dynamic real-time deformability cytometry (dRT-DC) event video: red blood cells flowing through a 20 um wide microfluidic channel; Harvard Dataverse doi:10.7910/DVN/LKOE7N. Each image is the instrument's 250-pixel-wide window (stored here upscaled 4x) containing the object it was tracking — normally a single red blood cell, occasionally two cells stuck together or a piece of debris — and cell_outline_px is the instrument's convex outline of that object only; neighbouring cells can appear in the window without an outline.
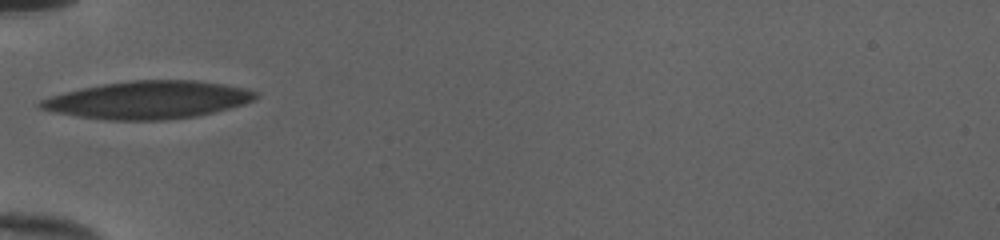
{"species": "human", "species_latin": "Homo sapiens", "temperature_condition": "cold", "stored_images_in_passage": 34, "camera_frame_rate_fps": 3000, "um_per_image_px": 0.085, "donor": {"sex": "female"}, "frame": {"image": 1, "passage_image": 1, "time_ms": 0.0, "image_size_px": [1000, 240], "cell_outline_px": [[260, 96], [256, 100], [244, 104], [196, 116], [164, 120], [108, 120], [76, 116], [52, 112], [40, 108], [36, 104], [40, 100], [64, 92], [104, 84], [132, 80], [196, 80], [224, 84], [244, 88], [256, 92]], "centroid_in_image_um": [12.6, 8.49], "position_along_channel_um": 72.4, "area_um2": 47.16}}
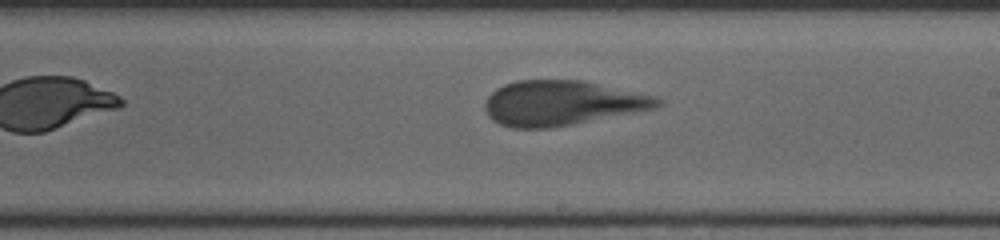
{"frame": {"image": 2, "passage_image": 14, "time_ms": 4.333, "image_size_px": [1000, 240], "cell_outline_px": [[664, 100], [656, 108], [572, 124], [548, 128], [512, 128], [500, 124], [492, 120], [488, 116], [484, 108], [484, 104], [488, 96], [496, 88], [504, 84], [516, 80], [584, 80], [652, 96]], "centroid_in_image_um": [47.7, 8.76], "position_along_channel_um": 241.3, "area_um2": 44.85}}
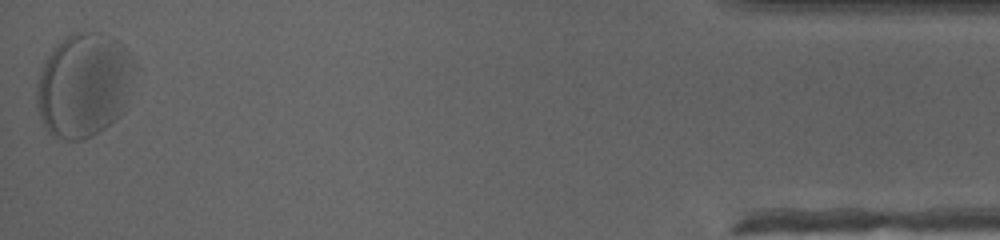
{"frame": {"image": 3, "passage_image": 34, "time_ms": 11.0, "image_size_px": [1000, 240], "cell_outline_px": [[140, 68], [128, 108], [116, 120], [92, 136], [80, 140], [64, 140], [52, 136], [48, 132], [40, 120], [36, 108], [36, 84], [44, 60], [72, 32], [104, 32], [120, 40], [132, 52], [140, 64]], "centroid_in_image_um": [7.26, 7.23], "position_along_channel_um": 427.9, "area_um2": 61.9}, "authors_computed_cell_mechanics": {"area_um2": 45.4597, "velocity_mm_per_s": 3.9277, "shape_relaxation_time_tau1_ms": 2.9939, "shape_relaxation_time_tau2_ms": 1.0792, "deformation_change_tau1": 0.1341, "deformation_change_tau2": 0.1006}}